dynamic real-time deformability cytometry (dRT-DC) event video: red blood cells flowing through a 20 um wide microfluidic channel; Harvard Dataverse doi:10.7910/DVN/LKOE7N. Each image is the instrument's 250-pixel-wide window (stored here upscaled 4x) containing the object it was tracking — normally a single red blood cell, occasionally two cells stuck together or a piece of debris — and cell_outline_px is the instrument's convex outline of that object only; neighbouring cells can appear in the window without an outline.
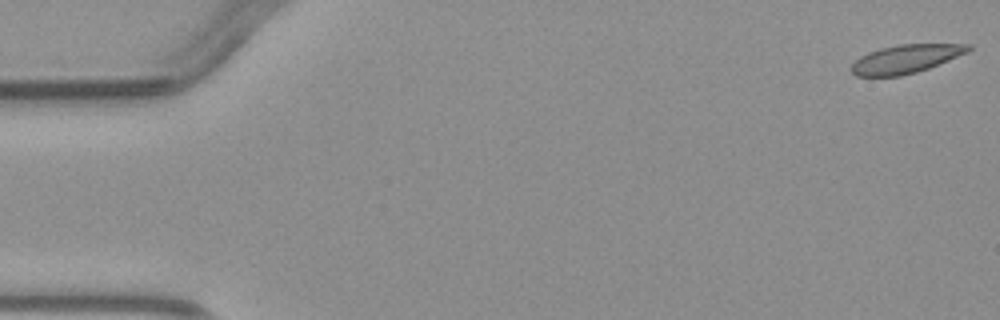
{"species": "common noctule bat (a hibernating species)", "species_latin": "Nyctalus noctula", "temperature_condition": "warm", "stored_images_in_passage": 4, "camera_frame_rate_fps": 3000, "um_per_image_px": 0.085, "animal": {"sex": "male", "body_mass_g": 23.1, "forearm_length_mm": 52.7}, "frame": {"image": 1, "passage_image": 1, "time_ms": 0.0, "image_size_px": [1000, 320], "cell_outline_px": [[972, 48], [968, 52], [928, 68], [916, 72], [900, 76], [856, 76], [848, 68], [860, 56], [868, 52], [880, 48], [900, 44], [972, 44]], "centroid_in_image_um": [76.96, 5.0], "position_along_channel_um": 8.0, "area_um2": 19.36}}
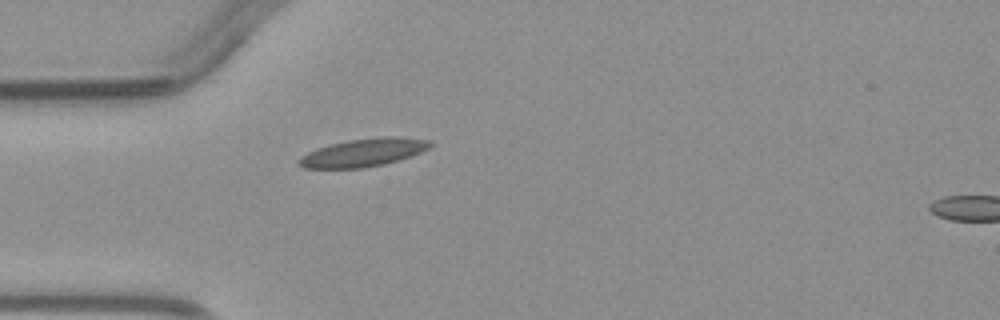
{"frame": {"image": 2, "passage_image": 4, "time_ms": 4.333, "image_size_px": [1000, 320], "cell_outline_px": [[432, 144], [428, 148], [420, 152], [400, 160], [384, 164], [360, 168], [304, 168], [296, 164], [296, 160], [300, 156], [316, 148], [348, 140], [380, 136], [396, 136], [432, 140]], "centroid_in_image_um": [30.87, 12.96], "position_along_channel_um": 54.1, "area_um2": 21.56}}